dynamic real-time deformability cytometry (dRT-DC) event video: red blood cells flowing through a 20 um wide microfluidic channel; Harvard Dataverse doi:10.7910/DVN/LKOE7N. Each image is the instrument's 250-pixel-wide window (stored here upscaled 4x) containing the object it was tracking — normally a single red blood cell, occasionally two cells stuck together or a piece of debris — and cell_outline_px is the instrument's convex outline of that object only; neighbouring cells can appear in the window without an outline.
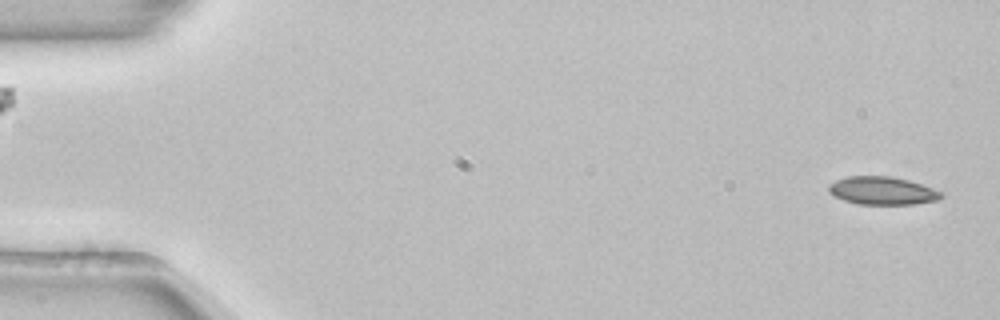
{"species": "common noctule bat (a hibernating species)", "species_latin": "Nyctalus noctula", "temperature_condition": "room temperature", "stored_images_in_passage": 52, "camera_frame_rate_fps": 3000, "um_per_image_px": 0.085, "animal": {"sex": "female", "body_mass_g": 22.7, "forearm_length_mm": 54.2}, "frame": {"image": 1, "passage_image": 1, "time_ms": 0.0, "image_size_px": [1000, 320], "cell_outline_px": [[944, 196], [936, 200], [912, 204], [856, 204], [844, 200], [828, 192], [828, 184], [836, 180], [848, 176], [892, 176], [908, 180], [932, 188], [940, 192]], "centroid_in_image_um": [74.95, 16.2], "position_along_channel_um": 10.0, "area_um2": 18.21}}
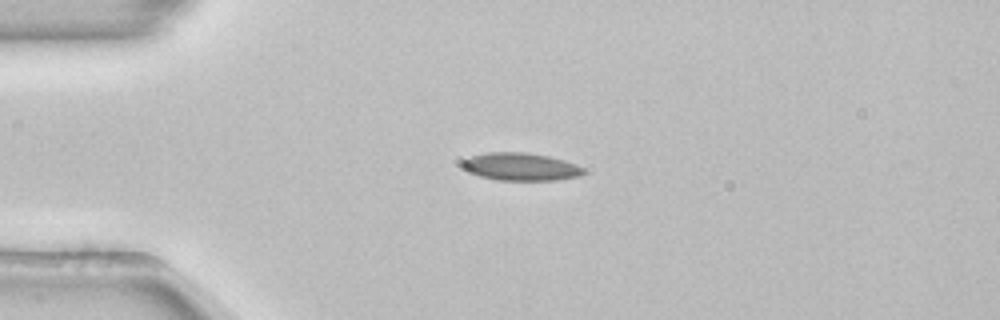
{"frame": {"image": 2, "passage_image": 12, "time_ms": 3.667, "image_size_px": [1000, 320], "cell_outline_px": [[584, 172], [580, 176], [556, 180], [496, 180], [480, 176], [468, 172], [460, 164], [464, 160], [472, 156], [488, 152], [528, 152], [548, 156], [564, 160], [576, 164], [584, 168]], "centroid_in_image_um": [44.26, 14.17], "position_along_channel_um": 40.7, "area_um2": 19.59}}
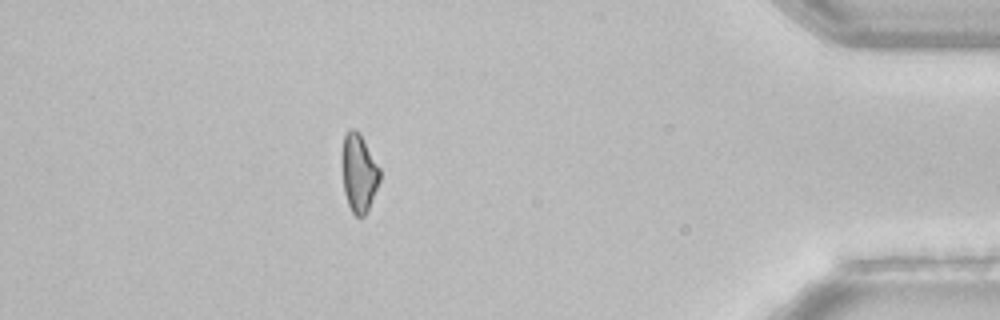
{"frame": {"image": 3, "passage_image": 46, "time_ms": 15.0, "image_size_px": [1000, 320], "cell_outline_px": [[380, 180], [368, 208], [364, 216], [356, 216], [352, 212], [348, 204], [344, 192], [340, 160], [340, 152], [344, 136], [348, 128], [356, 128], [380, 168]], "centroid_in_image_um": [30.45, 14.65], "position_along_channel_um": 404.7, "area_um2": 17.4}, "authors_computed_cell_mechanics": {"area_um2": 18.3804, "velocity_mm_per_s": 3.8877, "shape_relaxation_time_tau1_ms": 5.5405, "shape_relaxation_time_tau2_ms": null, "deformation_change_tau1": 0.1375, "deformation_change_tau2": null}}